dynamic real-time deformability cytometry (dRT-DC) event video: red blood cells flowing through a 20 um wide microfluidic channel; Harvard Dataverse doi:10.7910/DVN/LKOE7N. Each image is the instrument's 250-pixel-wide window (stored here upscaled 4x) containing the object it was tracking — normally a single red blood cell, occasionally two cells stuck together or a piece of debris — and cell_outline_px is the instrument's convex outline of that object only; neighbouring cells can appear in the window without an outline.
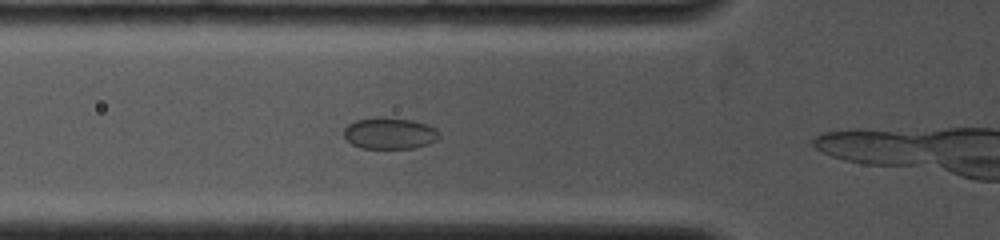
{"species": "common noctule bat (a hibernating species)", "species_latin": "Nyctalus noctula", "temperature_condition": "cold", "stored_images_in_passage": 4, "camera_frame_rate_fps": 4000, "um_per_image_px": 0.085, "animal": {"sex": "female", "body_mass_g": 19.0, "forearm_length_mm": 53.3}, "frame": {"image": 1, "passage_image": 3, "time_ms": 1.5, "image_size_px": [1000, 240], "cell_outline_px": [[440, 136], [436, 140], [428, 144], [412, 148], [360, 148], [344, 140], [344, 128], [348, 124], [356, 120], [412, 120], [428, 124], [436, 128], [440, 132]], "centroid_in_image_um": [33.14, 11.38], "position_along_channel_um": 92.7, "area_um2": 16.94}}